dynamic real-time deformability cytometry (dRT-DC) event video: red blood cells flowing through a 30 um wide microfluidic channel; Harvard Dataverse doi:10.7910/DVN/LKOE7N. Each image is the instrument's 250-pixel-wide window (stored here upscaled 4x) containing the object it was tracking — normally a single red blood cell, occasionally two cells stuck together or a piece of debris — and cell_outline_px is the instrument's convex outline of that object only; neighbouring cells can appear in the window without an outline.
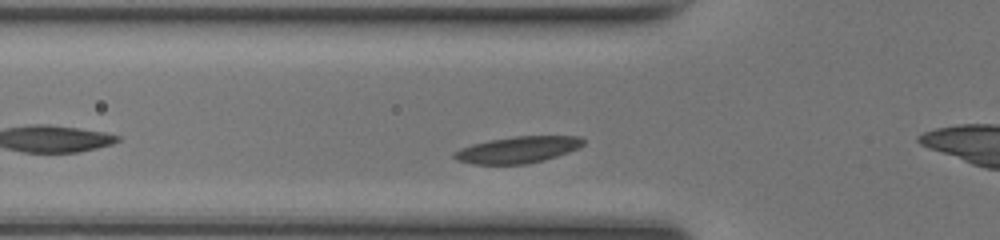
{"species": "common noctule bat (a hibernating species)", "species_latin": "Nyctalus noctula", "temperature_condition": "room temperature", "stored_images_in_passage": 41, "camera_frame_rate_fps": 3000, "um_per_image_px": 0.085, "animal": {"sex": "female", "body_mass_g": 17.0, "forearm_length_mm": 48.0}, "frame": {"image": 1, "passage_image": 10, "time_ms": 3.0, "image_size_px": [1000, 240], "cell_outline_px": [[584, 144], [568, 152], [544, 160], [524, 164], [472, 164], [456, 160], [452, 156], [452, 152], [460, 148], [472, 144], [488, 140], [516, 136], [580, 136], [584, 140]], "centroid_in_image_um": [43.95, 12.72], "position_along_channel_um": 81.8, "area_um2": 19.94}}
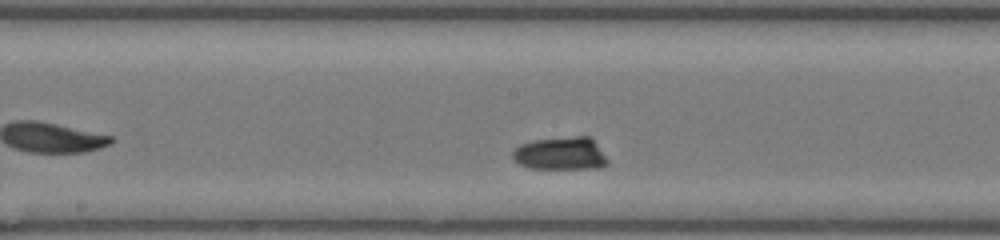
{"frame": {"image": 2, "passage_image": 19, "time_ms": 6.0, "image_size_px": [1000, 240], "cell_outline_px": [[608, 164], [600, 168], [528, 168], [520, 164], [512, 156], [512, 152], [520, 144], [532, 140], [576, 136], [592, 136], [608, 160]], "centroid_in_image_um": [47.68, 13.04], "position_along_channel_um": 200.5, "area_um2": 18.26}}
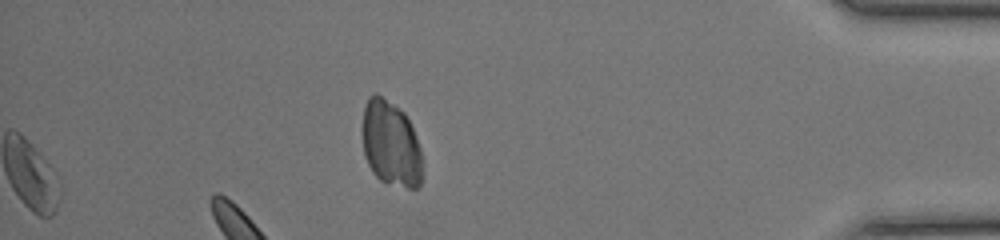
{"frame": {"image": 3, "passage_image": 41, "time_ms": 13.333, "image_size_px": [1000, 240], "cell_outline_px": [[420, 184], [416, 188], [408, 188], [380, 180], [372, 172], [364, 156], [360, 132], [364, 104], [368, 96], [376, 92], [404, 112], [412, 128], [420, 148]], "centroid_in_image_um": [33.14, 12.17], "position_along_channel_um": 402.1, "area_um2": 30.0}, "authors_computed_cell_mechanics": {"area_um2": 18.9584, "velocity_mm_per_s": 3.9185, "shape_relaxation_time_tau1_ms": 2.2499, "shape_relaxation_time_tau2_ms": 7.8978, "deformation_change_tau1": 0.1952, "deformation_change_tau2": 0.1777}}